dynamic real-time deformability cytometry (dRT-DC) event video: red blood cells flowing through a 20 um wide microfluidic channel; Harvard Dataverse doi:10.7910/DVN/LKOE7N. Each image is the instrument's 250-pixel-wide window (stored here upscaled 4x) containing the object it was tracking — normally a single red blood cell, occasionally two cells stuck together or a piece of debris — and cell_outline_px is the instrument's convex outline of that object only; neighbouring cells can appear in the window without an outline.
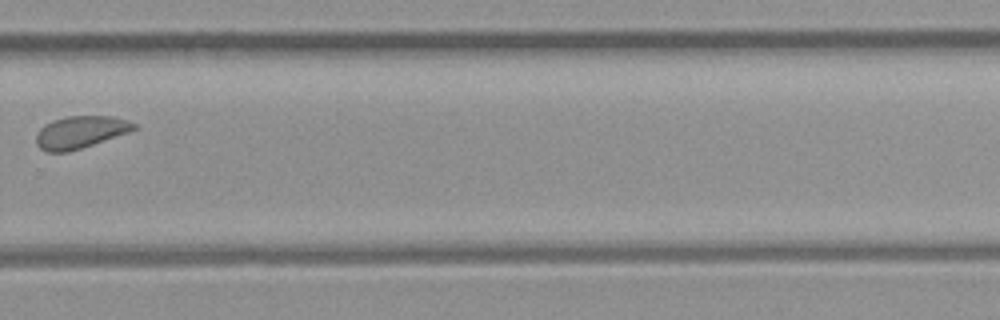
{"species": "common noctule bat (a hibernating species)", "species_latin": "Nyctalus noctula", "temperature_condition": "room temperature", "stored_images_in_passage": 12, "camera_frame_rate_fps": 3000, "um_per_image_px": 0.085, "animal": {"sex": "female", "body_mass_g": 21.9}, "frame": {"image": 1, "passage_image": 12, "time_ms": 13.333, "image_size_px": [1000, 320], "cell_outline_px": [[136, 128], [128, 132], [68, 152], [48, 152], [40, 148], [36, 144], [36, 132], [44, 124], [52, 120], [68, 116], [112, 116], [128, 120], [136, 124]], "centroid_in_image_um": [6.78, 11.22], "position_along_channel_um": 323.0, "area_um2": 18.26}}